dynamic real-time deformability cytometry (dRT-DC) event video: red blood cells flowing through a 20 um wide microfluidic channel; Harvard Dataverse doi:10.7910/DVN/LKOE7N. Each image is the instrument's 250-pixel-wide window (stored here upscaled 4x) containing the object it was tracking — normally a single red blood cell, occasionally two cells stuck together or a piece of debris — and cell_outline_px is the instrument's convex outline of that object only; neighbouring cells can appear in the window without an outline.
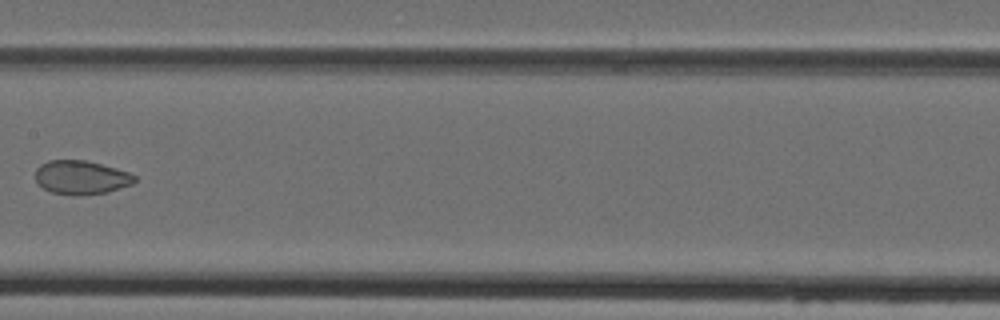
{"species": "Egyptian fruit bat (a non-hibernating species)", "species_latin": "Rousettus aegyptiacus", "temperature_condition": "cold", "stored_images_in_passage": 7, "camera_frame_rate_fps": 3000, "um_per_image_px": 0.085, "animal": {"sex": "female"}, "frame": {"image": 1, "passage_image": 7, "time_ms": 7.0, "image_size_px": [1000, 320], "cell_outline_px": [[136, 180], [132, 184], [104, 192], [80, 196], [72, 196], [52, 192], [44, 188], [36, 180], [36, 168], [40, 164], [48, 160], [84, 160], [116, 168], [128, 172], [136, 176]], "centroid_in_image_um": [6.88, 15.08], "position_along_channel_um": 200.5, "area_um2": 19.42}}